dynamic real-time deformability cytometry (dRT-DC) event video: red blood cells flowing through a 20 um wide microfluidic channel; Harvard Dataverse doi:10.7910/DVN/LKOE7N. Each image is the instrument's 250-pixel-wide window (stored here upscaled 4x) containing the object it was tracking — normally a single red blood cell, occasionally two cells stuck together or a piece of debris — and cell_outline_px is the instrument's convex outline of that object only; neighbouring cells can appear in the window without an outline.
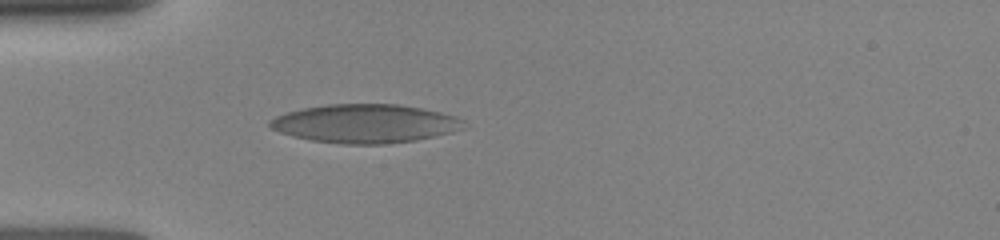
{"species": "human", "species_latin": "Homo sapiens", "temperature_condition": "room temperature", "stored_images_in_passage": 2, "camera_frame_rate_fps": 3000, "um_per_image_px": 0.085, "donor": {"sex": "female"}, "frame": {"image": 1, "passage_image": 2, "time_ms": 1.333, "image_size_px": [1000, 240], "cell_outline_px": [[464, 128], [452, 132], [416, 140], [384, 144], [344, 144], [312, 140], [292, 136], [280, 132], [272, 128], [268, 124], [268, 120], [276, 116], [288, 112], [304, 108], [328, 104], [396, 104], [424, 108], [456, 116], [464, 120]], "centroid_in_image_um": [31.05, 10.5], "position_along_channel_um": 53.9, "area_um2": 43.58}}